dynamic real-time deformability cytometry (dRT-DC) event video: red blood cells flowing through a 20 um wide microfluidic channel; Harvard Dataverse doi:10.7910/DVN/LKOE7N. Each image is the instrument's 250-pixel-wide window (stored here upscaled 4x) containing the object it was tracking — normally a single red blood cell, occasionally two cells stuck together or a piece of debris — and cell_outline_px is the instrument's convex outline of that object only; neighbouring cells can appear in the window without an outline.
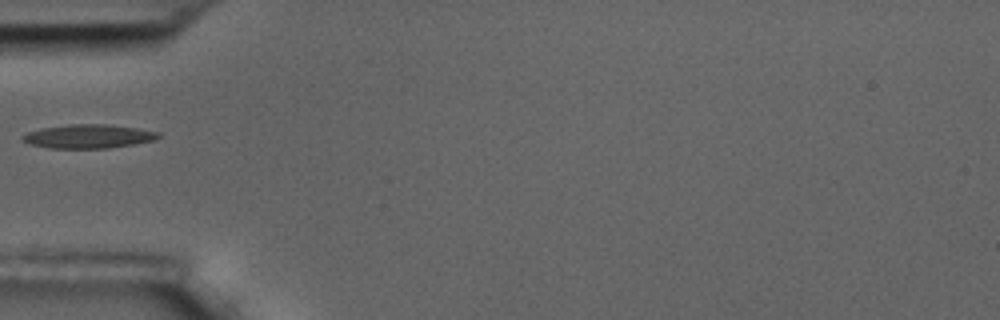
{"species": "common noctule bat (a hibernating species)", "species_latin": "Nyctalus noctula", "temperature_condition": "room temperature", "stored_images_in_passage": 38, "camera_frame_rate_fps": 3000, "um_per_image_px": 0.085, "animal": {"sex": "male", "body_mass_g": 17.5, "forearm_length_mm": 52.3}, "frame": {"image": 1, "passage_image": 1, "time_ms": 0.0, "image_size_px": [1000, 320], "cell_outline_px": [[160, 136], [156, 140], [108, 148], [48, 148], [32, 144], [20, 140], [20, 136], [28, 132], [40, 128], [68, 124], [108, 124], [136, 128], [160, 132]], "centroid_in_image_um": [7.49, 11.58], "position_along_channel_um": 77.5, "area_um2": 18.9}}
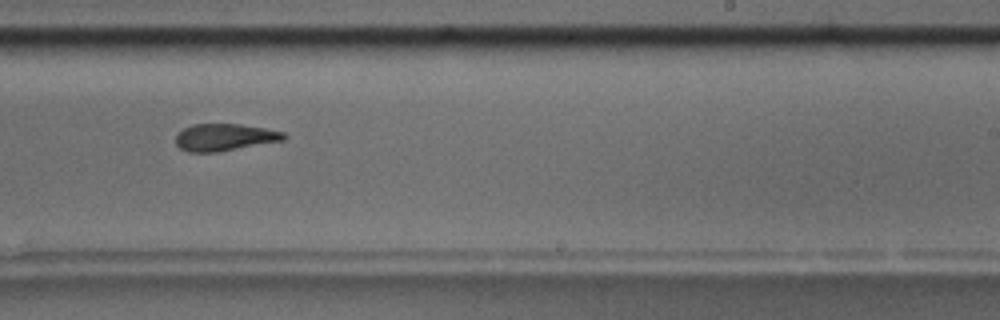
{"frame": {"image": 2, "passage_image": 17, "time_ms": 5.333, "image_size_px": [1000, 320], "cell_outline_px": [[288, 136], [284, 140], [216, 152], [188, 152], [180, 148], [176, 144], [176, 136], [184, 128], [192, 124], [240, 124], [264, 128], [284, 132]], "centroid_in_image_um": [19.09, 11.66], "position_along_channel_um": 269.9, "area_um2": 16.94}}